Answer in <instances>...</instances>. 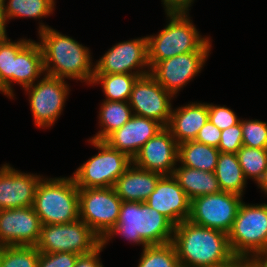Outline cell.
Masks as SVG:
<instances>
[{
  "label": "cell",
  "mask_w": 267,
  "mask_h": 267,
  "mask_svg": "<svg viewBox=\"0 0 267 267\" xmlns=\"http://www.w3.org/2000/svg\"><path fill=\"white\" fill-rule=\"evenodd\" d=\"M38 27L45 74L92 85L94 65L89 48L44 23Z\"/></svg>",
  "instance_id": "6da1fadb"
},
{
  "label": "cell",
  "mask_w": 267,
  "mask_h": 267,
  "mask_svg": "<svg viewBox=\"0 0 267 267\" xmlns=\"http://www.w3.org/2000/svg\"><path fill=\"white\" fill-rule=\"evenodd\" d=\"M181 267H211L230 261L228 234L189 220L174 226L173 240Z\"/></svg>",
  "instance_id": "7a4b0ae2"
},
{
  "label": "cell",
  "mask_w": 267,
  "mask_h": 267,
  "mask_svg": "<svg viewBox=\"0 0 267 267\" xmlns=\"http://www.w3.org/2000/svg\"><path fill=\"white\" fill-rule=\"evenodd\" d=\"M174 225L146 202L122 201L118 221L102 239L105 246L116 235H121L143 248L172 242Z\"/></svg>",
  "instance_id": "3957f363"
},
{
  "label": "cell",
  "mask_w": 267,
  "mask_h": 267,
  "mask_svg": "<svg viewBox=\"0 0 267 267\" xmlns=\"http://www.w3.org/2000/svg\"><path fill=\"white\" fill-rule=\"evenodd\" d=\"M166 17L169 21L158 34L146 36L150 68L179 54L211 51V39L202 37L189 13H169Z\"/></svg>",
  "instance_id": "277c9868"
},
{
  "label": "cell",
  "mask_w": 267,
  "mask_h": 267,
  "mask_svg": "<svg viewBox=\"0 0 267 267\" xmlns=\"http://www.w3.org/2000/svg\"><path fill=\"white\" fill-rule=\"evenodd\" d=\"M33 208L41 225L66 224L79 219V188L72 176L41 179Z\"/></svg>",
  "instance_id": "5b68a950"
},
{
  "label": "cell",
  "mask_w": 267,
  "mask_h": 267,
  "mask_svg": "<svg viewBox=\"0 0 267 267\" xmlns=\"http://www.w3.org/2000/svg\"><path fill=\"white\" fill-rule=\"evenodd\" d=\"M235 257L246 260L267 255V204H245L243 201L228 233Z\"/></svg>",
  "instance_id": "8992f818"
},
{
  "label": "cell",
  "mask_w": 267,
  "mask_h": 267,
  "mask_svg": "<svg viewBox=\"0 0 267 267\" xmlns=\"http://www.w3.org/2000/svg\"><path fill=\"white\" fill-rule=\"evenodd\" d=\"M99 150L98 154L81 164L73 179L78 188H107L113 187L116 180L132 164V159L125 153L110 147L105 141L88 140Z\"/></svg>",
  "instance_id": "52a82bcc"
},
{
  "label": "cell",
  "mask_w": 267,
  "mask_h": 267,
  "mask_svg": "<svg viewBox=\"0 0 267 267\" xmlns=\"http://www.w3.org/2000/svg\"><path fill=\"white\" fill-rule=\"evenodd\" d=\"M102 244V239L81 219L66 224L41 225L36 248L40 253L73 252L89 254Z\"/></svg>",
  "instance_id": "ba28073f"
},
{
  "label": "cell",
  "mask_w": 267,
  "mask_h": 267,
  "mask_svg": "<svg viewBox=\"0 0 267 267\" xmlns=\"http://www.w3.org/2000/svg\"><path fill=\"white\" fill-rule=\"evenodd\" d=\"M121 204L113 187L79 188V219L101 239L118 221Z\"/></svg>",
  "instance_id": "9c48e42d"
},
{
  "label": "cell",
  "mask_w": 267,
  "mask_h": 267,
  "mask_svg": "<svg viewBox=\"0 0 267 267\" xmlns=\"http://www.w3.org/2000/svg\"><path fill=\"white\" fill-rule=\"evenodd\" d=\"M24 90L29 95L35 125L39 128H51L60 117L70 93L65 79L45 74L37 83Z\"/></svg>",
  "instance_id": "30bf717a"
},
{
  "label": "cell",
  "mask_w": 267,
  "mask_h": 267,
  "mask_svg": "<svg viewBox=\"0 0 267 267\" xmlns=\"http://www.w3.org/2000/svg\"><path fill=\"white\" fill-rule=\"evenodd\" d=\"M242 197L226 191L198 196L191 200L188 220L228 234L243 202Z\"/></svg>",
  "instance_id": "8fae6325"
},
{
  "label": "cell",
  "mask_w": 267,
  "mask_h": 267,
  "mask_svg": "<svg viewBox=\"0 0 267 267\" xmlns=\"http://www.w3.org/2000/svg\"><path fill=\"white\" fill-rule=\"evenodd\" d=\"M94 64V74L121 73L139 75L140 77L149 74L147 37L131 39L113 45Z\"/></svg>",
  "instance_id": "7c38bea8"
},
{
  "label": "cell",
  "mask_w": 267,
  "mask_h": 267,
  "mask_svg": "<svg viewBox=\"0 0 267 267\" xmlns=\"http://www.w3.org/2000/svg\"><path fill=\"white\" fill-rule=\"evenodd\" d=\"M171 99L174 96L147 74L136 80L128 102L133 115L158 121L167 127L172 112Z\"/></svg>",
  "instance_id": "4fadbf2b"
},
{
  "label": "cell",
  "mask_w": 267,
  "mask_h": 267,
  "mask_svg": "<svg viewBox=\"0 0 267 267\" xmlns=\"http://www.w3.org/2000/svg\"><path fill=\"white\" fill-rule=\"evenodd\" d=\"M210 52H190L159 61L150 75L174 97L201 72Z\"/></svg>",
  "instance_id": "5bb4252c"
},
{
  "label": "cell",
  "mask_w": 267,
  "mask_h": 267,
  "mask_svg": "<svg viewBox=\"0 0 267 267\" xmlns=\"http://www.w3.org/2000/svg\"><path fill=\"white\" fill-rule=\"evenodd\" d=\"M40 231L33 206L0 210V245L36 246Z\"/></svg>",
  "instance_id": "9a60e30c"
},
{
  "label": "cell",
  "mask_w": 267,
  "mask_h": 267,
  "mask_svg": "<svg viewBox=\"0 0 267 267\" xmlns=\"http://www.w3.org/2000/svg\"><path fill=\"white\" fill-rule=\"evenodd\" d=\"M141 169L172 175L178 165V143L171 131L164 127L149 139L132 159Z\"/></svg>",
  "instance_id": "2e32d148"
},
{
  "label": "cell",
  "mask_w": 267,
  "mask_h": 267,
  "mask_svg": "<svg viewBox=\"0 0 267 267\" xmlns=\"http://www.w3.org/2000/svg\"><path fill=\"white\" fill-rule=\"evenodd\" d=\"M43 177L16 170L9 164L0 167V210L33 206Z\"/></svg>",
  "instance_id": "e0dca14e"
},
{
  "label": "cell",
  "mask_w": 267,
  "mask_h": 267,
  "mask_svg": "<svg viewBox=\"0 0 267 267\" xmlns=\"http://www.w3.org/2000/svg\"><path fill=\"white\" fill-rule=\"evenodd\" d=\"M145 202L174 226L189 219L191 200L173 175H163Z\"/></svg>",
  "instance_id": "ac0fdd59"
},
{
  "label": "cell",
  "mask_w": 267,
  "mask_h": 267,
  "mask_svg": "<svg viewBox=\"0 0 267 267\" xmlns=\"http://www.w3.org/2000/svg\"><path fill=\"white\" fill-rule=\"evenodd\" d=\"M163 128L164 126L158 121L133 115L104 141L113 149L133 159L140 148Z\"/></svg>",
  "instance_id": "d6986e66"
},
{
  "label": "cell",
  "mask_w": 267,
  "mask_h": 267,
  "mask_svg": "<svg viewBox=\"0 0 267 267\" xmlns=\"http://www.w3.org/2000/svg\"><path fill=\"white\" fill-rule=\"evenodd\" d=\"M162 176L132 163L116 180L113 188L122 201L145 202Z\"/></svg>",
  "instance_id": "ffe728a7"
},
{
  "label": "cell",
  "mask_w": 267,
  "mask_h": 267,
  "mask_svg": "<svg viewBox=\"0 0 267 267\" xmlns=\"http://www.w3.org/2000/svg\"><path fill=\"white\" fill-rule=\"evenodd\" d=\"M208 120V103L190 102L176 109L172 108L167 128L178 144L195 140L199 130Z\"/></svg>",
  "instance_id": "44dd1931"
},
{
  "label": "cell",
  "mask_w": 267,
  "mask_h": 267,
  "mask_svg": "<svg viewBox=\"0 0 267 267\" xmlns=\"http://www.w3.org/2000/svg\"><path fill=\"white\" fill-rule=\"evenodd\" d=\"M45 74L43 53L39 42L31 40L15 57L12 84L17 83L24 89Z\"/></svg>",
  "instance_id": "7402d4cb"
},
{
  "label": "cell",
  "mask_w": 267,
  "mask_h": 267,
  "mask_svg": "<svg viewBox=\"0 0 267 267\" xmlns=\"http://www.w3.org/2000/svg\"><path fill=\"white\" fill-rule=\"evenodd\" d=\"M175 167L173 177L183 188L190 200L208 194L220 192L215 172L192 169L186 166Z\"/></svg>",
  "instance_id": "603a6c76"
},
{
  "label": "cell",
  "mask_w": 267,
  "mask_h": 267,
  "mask_svg": "<svg viewBox=\"0 0 267 267\" xmlns=\"http://www.w3.org/2000/svg\"><path fill=\"white\" fill-rule=\"evenodd\" d=\"M220 151L195 140L178 144V163L192 169L215 172Z\"/></svg>",
  "instance_id": "cb8c5ba5"
},
{
  "label": "cell",
  "mask_w": 267,
  "mask_h": 267,
  "mask_svg": "<svg viewBox=\"0 0 267 267\" xmlns=\"http://www.w3.org/2000/svg\"><path fill=\"white\" fill-rule=\"evenodd\" d=\"M215 175L221 191L244 195L247 179L236 154L220 152Z\"/></svg>",
  "instance_id": "d4e9b609"
},
{
  "label": "cell",
  "mask_w": 267,
  "mask_h": 267,
  "mask_svg": "<svg viewBox=\"0 0 267 267\" xmlns=\"http://www.w3.org/2000/svg\"><path fill=\"white\" fill-rule=\"evenodd\" d=\"M133 116L128 101L104 100L99 110L100 130L91 139L104 141L111 133L121 128Z\"/></svg>",
  "instance_id": "484cf974"
},
{
  "label": "cell",
  "mask_w": 267,
  "mask_h": 267,
  "mask_svg": "<svg viewBox=\"0 0 267 267\" xmlns=\"http://www.w3.org/2000/svg\"><path fill=\"white\" fill-rule=\"evenodd\" d=\"M2 0L3 18L7 24L14 18L41 19L53 14L55 0Z\"/></svg>",
  "instance_id": "4316f807"
},
{
  "label": "cell",
  "mask_w": 267,
  "mask_h": 267,
  "mask_svg": "<svg viewBox=\"0 0 267 267\" xmlns=\"http://www.w3.org/2000/svg\"><path fill=\"white\" fill-rule=\"evenodd\" d=\"M31 41L20 39L12 41L3 36L0 38V93L13 99L15 94L12 88V72L16 55Z\"/></svg>",
  "instance_id": "83f0119b"
},
{
  "label": "cell",
  "mask_w": 267,
  "mask_h": 267,
  "mask_svg": "<svg viewBox=\"0 0 267 267\" xmlns=\"http://www.w3.org/2000/svg\"><path fill=\"white\" fill-rule=\"evenodd\" d=\"M139 75L94 74L92 86L101 84L107 101H129L133 86ZM94 84V85H93Z\"/></svg>",
  "instance_id": "f1b7e54d"
},
{
  "label": "cell",
  "mask_w": 267,
  "mask_h": 267,
  "mask_svg": "<svg viewBox=\"0 0 267 267\" xmlns=\"http://www.w3.org/2000/svg\"><path fill=\"white\" fill-rule=\"evenodd\" d=\"M137 267H181L172 242L143 248Z\"/></svg>",
  "instance_id": "f546056e"
},
{
  "label": "cell",
  "mask_w": 267,
  "mask_h": 267,
  "mask_svg": "<svg viewBox=\"0 0 267 267\" xmlns=\"http://www.w3.org/2000/svg\"><path fill=\"white\" fill-rule=\"evenodd\" d=\"M245 178L257 184L267 169V149L242 146L236 153Z\"/></svg>",
  "instance_id": "4dcf8cb0"
},
{
  "label": "cell",
  "mask_w": 267,
  "mask_h": 267,
  "mask_svg": "<svg viewBox=\"0 0 267 267\" xmlns=\"http://www.w3.org/2000/svg\"><path fill=\"white\" fill-rule=\"evenodd\" d=\"M39 254L36 246L6 245L0 254V267H37Z\"/></svg>",
  "instance_id": "1f68e13d"
},
{
  "label": "cell",
  "mask_w": 267,
  "mask_h": 267,
  "mask_svg": "<svg viewBox=\"0 0 267 267\" xmlns=\"http://www.w3.org/2000/svg\"><path fill=\"white\" fill-rule=\"evenodd\" d=\"M243 145L250 148L267 149V122L241 120Z\"/></svg>",
  "instance_id": "d6a6232c"
},
{
  "label": "cell",
  "mask_w": 267,
  "mask_h": 267,
  "mask_svg": "<svg viewBox=\"0 0 267 267\" xmlns=\"http://www.w3.org/2000/svg\"><path fill=\"white\" fill-rule=\"evenodd\" d=\"M208 119L220 130L232 127L240 122L235 112L230 108L208 103Z\"/></svg>",
  "instance_id": "836d02e7"
},
{
  "label": "cell",
  "mask_w": 267,
  "mask_h": 267,
  "mask_svg": "<svg viewBox=\"0 0 267 267\" xmlns=\"http://www.w3.org/2000/svg\"><path fill=\"white\" fill-rule=\"evenodd\" d=\"M243 146L241 122L221 130V137L218 149L223 153L236 154Z\"/></svg>",
  "instance_id": "e575fe53"
},
{
  "label": "cell",
  "mask_w": 267,
  "mask_h": 267,
  "mask_svg": "<svg viewBox=\"0 0 267 267\" xmlns=\"http://www.w3.org/2000/svg\"><path fill=\"white\" fill-rule=\"evenodd\" d=\"M78 256L73 252L40 253L37 267H74Z\"/></svg>",
  "instance_id": "d590c367"
},
{
  "label": "cell",
  "mask_w": 267,
  "mask_h": 267,
  "mask_svg": "<svg viewBox=\"0 0 267 267\" xmlns=\"http://www.w3.org/2000/svg\"><path fill=\"white\" fill-rule=\"evenodd\" d=\"M221 130L208 119L199 130L195 141L218 148L220 143Z\"/></svg>",
  "instance_id": "8d00e7d4"
},
{
  "label": "cell",
  "mask_w": 267,
  "mask_h": 267,
  "mask_svg": "<svg viewBox=\"0 0 267 267\" xmlns=\"http://www.w3.org/2000/svg\"><path fill=\"white\" fill-rule=\"evenodd\" d=\"M105 246L101 244L97 249L89 254L79 255L74 267H104L100 261V252L103 251Z\"/></svg>",
  "instance_id": "74e56055"
},
{
  "label": "cell",
  "mask_w": 267,
  "mask_h": 267,
  "mask_svg": "<svg viewBox=\"0 0 267 267\" xmlns=\"http://www.w3.org/2000/svg\"><path fill=\"white\" fill-rule=\"evenodd\" d=\"M194 0H162L165 14L169 13H189V8Z\"/></svg>",
  "instance_id": "f35d334b"
},
{
  "label": "cell",
  "mask_w": 267,
  "mask_h": 267,
  "mask_svg": "<svg viewBox=\"0 0 267 267\" xmlns=\"http://www.w3.org/2000/svg\"><path fill=\"white\" fill-rule=\"evenodd\" d=\"M247 260L240 257H233L230 261L224 264L211 267H241Z\"/></svg>",
  "instance_id": "ab89813d"
},
{
  "label": "cell",
  "mask_w": 267,
  "mask_h": 267,
  "mask_svg": "<svg viewBox=\"0 0 267 267\" xmlns=\"http://www.w3.org/2000/svg\"><path fill=\"white\" fill-rule=\"evenodd\" d=\"M253 267H267V255L257 256L247 260Z\"/></svg>",
  "instance_id": "60d3db41"
},
{
  "label": "cell",
  "mask_w": 267,
  "mask_h": 267,
  "mask_svg": "<svg viewBox=\"0 0 267 267\" xmlns=\"http://www.w3.org/2000/svg\"><path fill=\"white\" fill-rule=\"evenodd\" d=\"M7 30H6V23L4 22L3 18V9H2V0H0V36H6Z\"/></svg>",
  "instance_id": "b9f144b4"
},
{
  "label": "cell",
  "mask_w": 267,
  "mask_h": 267,
  "mask_svg": "<svg viewBox=\"0 0 267 267\" xmlns=\"http://www.w3.org/2000/svg\"><path fill=\"white\" fill-rule=\"evenodd\" d=\"M258 189H261V192L263 191L265 195H267V169L264 171V174L262 178L257 183Z\"/></svg>",
  "instance_id": "7bdbcfd3"
},
{
  "label": "cell",
  "mask_w": 267,
  "mask_h": 267,
  "mask_svg": "<svg viewBox=\"0 0 267 267\" xmlns=\"http://www.w3.org/2000/svg\"><path fill=\"white\" fill-rule=\"evenodd\" d=\"M241 267H253L248 261H246Z\"/></svg>",
  "instance_id": "ee69618b"
},
{
  "label": "cell",
  "mask_w": 267,
  "mask_h": 267,
  "mask_svg": "<svg viewBox=\"0 0 267 267\" xmlns=\"http://www.w3.org/2000/svg\"><path fill=\"white\" fill-rule=\"evenodd\" d=\"M2 247H3V245H0V254H1V251H2Z\"/></svg>",
  "instance_id": "f6af8a7d"
}]
</instances>
